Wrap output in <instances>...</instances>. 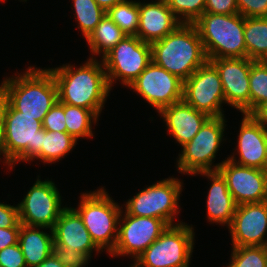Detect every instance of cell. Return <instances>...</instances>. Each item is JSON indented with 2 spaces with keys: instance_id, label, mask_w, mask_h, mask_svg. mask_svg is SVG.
<instances>
[{
  "instance_id": "3957f363",
  "label": "cell",
  "mask_w": 267,
  "mask_h": 267,
  "mask_svg": "<svg viewBox=\"0 0 267 267\" xmlns=\"http://www.w3.org/2000/svg\"><path fill=\"white\" fill-rule=\"evenodd\" d=\"M151 49L152 61L183 81L208 61L193 24L181 23L173 32L153 42Z\"/></svg>"
},
{
  "instance_id": "f35d334b",
  "label": "cell",
  "mask_w": 267,
  "mask_h": 267,
  "mask_svg": "<svg viewBox=\"0 0 267 267\" xmlns=\"http://www.w3.org/2000/svg\"><path fill=\"white\" fill-rule=\"evenodd\" d=\"M20 228L0 227V251L10 245L18 244Z\"/></svg>"
},
{
  "instance_id": "60d3db41",
  "label": "cell",
  "mask_w": 267,
  "mask_h": 267,
  "mask_svg": "<svg viewBox=\"0 0 267 267\" xmlns=\"http://www.w3.org/2000/svg\"><path fill=\"white\" fill-rule=\"evenodd\" d=\"M250 115L267 127V100L262 102Z\"/></svg>"
},
{
  "instance_id": "8d00e7d4",
  "label": "cell",
  "mask_w": 267,
  "mask_h": 267,
  "mask_svg": "<svg viewBox=\"0 0 267 267\" xmlns=\"http://www.w3.org/2000/svg\"><path fill=\"white\" fill-rule=\"evenodd\" d=\"M0 227L20 228L18 205L5 204L0 202Z\"/></svg>"
},
{
  "instance_id": "9c48e42d",
  "label": "cell",
  "mask_w": 267,
  "mask_h": 267,
  "mask_svg": "<svg viewBox=\"0 0 267 267\" xmlns=\"http://www.w3.org/2000/svg\"><path fill=\"white\" fill-rule=\"evenodd\" d=\"M183 182L178 178L168 177L141 189L135 196L124 203V211L133 216L162 219L168 226L174 223L175 215L180 213L179 200Z\"/></svg>"
},
{
  "instance_id": "2e32d148",
  "label": "cell",
  "mask_w": 267,
  "mask_h": 267,
  "mask_svg": "<svg viewBox=\"0 0 267 267\" xmlns=\"http://www.w3.org/2000/svg\"><path fill=\"white\" fill-rule=\"evenodd\" d=\"M218 70L227 105L242 114L250 115V59H209Z\"/></svg>"
},
{
  "instance_id": "836d02e7",
  "label": "cell",
  "mask_w": 267,
  "mask_h": 267,
  "mask_svg": "<svg viewBox=\"0 0 267 267\" xmlns=\"http://www.w3.org/2000/svg\"><path fill=\"white\" fill-rule=\"evenodd\" d=\"M53 254L65 267H85L92 258L86 252L66 250L62 247H53Z\"/></svg>"
},
{
  "instance_id": "30bf717a",
  "label": "cell",
  "mask_w": 267,
  "mask_h": 267,
  "mask_svg": "<svg viewBox=\"0 0 267 267\" xmlns=\"http://www.w3.org/2000/svg\"><path fill=\"white\" fill-rule=\"evenodd\" d=\"M109 88L119 80L121 85H129L152 62L151 44L137 36H126L101 58ZM121 80V81H120ZM113 85V86H112Z\"/></svg>"
},
{
  "instance_id": "8fae6325",
  "label": "cell",
  "mask_w": 267,
  "mask_h": 267,
  "mask_svg": "<svg viewBox=\"0 0 267 267\" xmlns=\"http://www.w3.org/2000/svg\"><path fill=\"white\" fill-rule=\"evenodd\" d=\"M37 180L18 203L19 221L31 227H45L52 230L61 212L67 207L62 205L55 182Z\"/></svg>"
},
{
  "instance_id": "ffe728a7",
  "label": "cell",
  "mask_w": 267,
  "mask_h": 267,
  "mask_svg": "<svg viewBox=\"0 0 267 267\" xmlns=\"http://www.w3.org/2000/svg\"><path fill=\"white\" fill-rule=\"evenodd\" d=\"M54 246L66 250L86 252L91 257L93 251L101 253V250L92 241L90 233L85 227L79 214L73 207H66L58 217L52 228Z\"/></svg>"
},
{
  "instance_id": "f546056e",
  "label": "cell",
  "mask_w": 267,
  "mask_h": 267,
  "mask_svg": "<svg viewBox=\"0 0 267 267\" xmlns=\"http://www.w3.org/2000/svg\"><path fill=\"white\" fill-rule=\"evenodd\" d=\"M250 114L267 100V61L250 59Z\"/></svg>"
},
{
  "instance_id": "52a82bcc",
  "label": "cell",
  "mask_w": 267,
  "mask_h": 267,
  "mask_svg": "<svg viewBox=\"0 0 267 267\" xmlns=\"http://www.w3.org/2000/svg\"><path fill=\"white\" fill-rule=\"evenodd\" d=\"M226 122L225 116L210 117L192 140L182 146L175 165L179 173L193 176L199 172L218 171L223 161L215 165L213 161L225 140Z\"/></svg>"
},
{
  "instance_id": "7bdbcfd3",
  "label": "cell",
  "mask_w": 267,
  "mask_h": 267,
  "mask_svg": "<svg viewBox=\"0 0 267 267\" xmlns=\"http://www.w3.org/2000/svg\"><path fill=\"white\" fill-rule=\"evenodd\" d=\"M96 3L106 12L118 3H122L126 0H95Z\"/></svg>"
},
{
  "instance_id": "44dd1931",
  "label": "cell",
  "mask_w": 267,
  "mask_h": 267,
  "mask_svg": "<svg viewBox=\"0 0 267 267\" xmlns=\"http://www.w3.org/2000/svg\"><path fill=\"white\" fill-rule=\"evenodd\" d=\"M163 119L166 132L182 147L192 140L203 124L210 118L204 112L198 111L183 100L162 108L159 112Z\"/></svg>"
},
{
  "instance_id": "277c9868",
  "label": "cell",
  "mask_w": 267,
  "mask_h": 267,
  "mask_svg": "<svg viewBox=\"0 0 267 267\" xmlns=\"http://www.w3.org/2000/svg\"><path fill=\"white\" fill-rule=\"evenodd\" d=\"M202 40L207 59L244 58V17L204 12L194 23Z\"/></svg>"
},
{
  "instance_id": "4fadbf2b",
  "label": "cell",
  "mask_w": 267,
  "mask_h": 267,
  "mask_svg": "<svg viewBox=\"0 0 267 267\" xmlns=\"http://www.w3.org/2000/svg\"><path fill=\"white\" fill-rule=\"evenodd\" d=\"M123 210L119 220L117 242L109 255L113 258L126 255L133 258L134 262L160 237L168 225L162 219L133 216Z\"/></svg>"
},
{
  "instance_id": "d4e9b609",
  "label": "cell",
  "mask_w": 267,
  "mask_h": 267,
  "mask_svg": "<svg viewBox=\"0 0 267 267\" xmlns=\"http://www.w3.org/2000/svg\"><path fill=\"white\" fill-rule=\"evenodd\" d=\"M247 58L267 61V17H244Z\"/></svg>"
},
{
  "instance_id": "4dcf8cb0",
  "label": "cell",
  "mask_w": 267,
  "mask_h": 267,
  "mask_svg": "<svg viewBox=\"0 0 267 267\" xmlns=\"http://www.w3.org/2000/svg\"><path fill=\"white\" fill-rule=\"evenodd\" d=\"M231 252L227 267H266L267 265V254L262 246L232 247Z\"/></svg>"
},
{
  "instance_id": "7402d4cb",
  "label": "cell",
  "mask_w": 267,
  "mask_h": 267,
  "mask_svg": "<svg viewBox=\"0 0 267 267\" xmlns=\"http://www.w3.org/2000/svg\"><path fill=\"white\" fill-rule=\"evenodd\" d=\"M201 174L211 181L207 192L206 212L208 222L221 226L231 225L237 204L229 192L226 179L219 171L199 172L194 176Z\"/></svg>"
},
{
  "instance_id": "ee69618b",
  "label": "cell",
  "mask_w": 267,
  "mask_h": 267,
  "mask_svg": "<svg viewBox=\"0 0 267 267\" xmlns=\"http://www.w3.org/2000/svg\"><path fill=\"white\" fill-rule=\"evenodd\" d=\"M262 247H263L264 251L267 254V237H266V239H265L264 244L262 245Z\"/></svg>"
},
{
  "instance_id": "6da1fadb",
  "label": "cell",
  "mask_w": 267,
  "mask_h": 267,
  "mask_svg": "<svg viewBox=\"0 0 267 267\" xmlns=\"http://www.w3.org/2000/svg\"><path fill=\"white\" fill-rule=\"evenodd\" d=\"M48 70L57 86L58 101L92 110L100 116L111 91L102 60L89 58L78 68L62 64Z\"/></svg>"
},
{
  "instance_id": "4316f807",
  "label": "cell",
  "mask_w": 267,
  "mask_h": 267,
  "mask_svg": "<svg viewBox=\"0 0 267 267\" xmlns=\"http://www.w3.org/2000/svg\"><path fill=\"white\" fill-rule=\"evenodd\" d=\"M77 140L67 132L46 131L42 136L41 162L44 164L59 162L74 149Z\"/></svg>"
},
{
  "instance_id": "ac0fdd59",
  "label": "cell",
  "mask_w": 267,
  "mask_h": 267,
  "mask_svg": "<svg viewBox=\"0 0 267 267\" xmlns=\"http://www.w3.org/2000/svg\"><path fill=\"white\" fill-rule=\"evenodd\" d=\"M240 124L234 150L237 151L227 159L238 165L267 170V127L246 114Z\"/></svg>"
},
{
  "instance_id": "7c38bea8",
  "label": "cell",
  "mask_w": 267,
  "mask_h": 267,
  "mask_svg": "<svg viewBox=\"0 0 267 267\" xmlns=\"http://www.w3.org/2000/svg\"><path fill=\"white\" fill-rule=\"evenodd\" d=\"M182 100L210 117H223L225 95L216 67L207 61L183 81Z\"/></svg>"
},
{
  "instance_id": "d590c367",
  "label": "cell",
  "mask_w": 267,
  "mask_h": 267,
  "mask_svg": "<svg viewBox=\"0 0 267 267\" xmlns=\"http://www.w3.org/2000/svg\"><path fill=\"white\" fill-rule=\"evenodd\" d=\"M237 7L243 17H267V0H237Z\"/></svg>"
},
{
  "instance_id": "484cf974",
  "label": "cell",
  "mask_w": 267,
  "mask_h": 267,
  "mask_svg": "<svg viewBox=\"0 0 267 267\" xmlns=\"http://www.w3.org/2000/svg\"><path fill=\"white\" fill-rule=\"evenodd\" d=\"M64 114L67 133L77 141L79 139H90L94 136L92 124H96L98 116L83 107L64 104Z\"/></svg>"
},
{
  "instance_id": "f6af8a7d",
  "label": "cell",
  "mask_w": 267,
  "mask_h": 267,
  "mask_svg": "<svg viewBox=\"0 0 267 267\" xmlns=\"http://www.w3.org/2000/svg\"><path fill=\"white\" fill-rule=\"evenodd\" d=\"M130 267H138L136 263L134 262Z\"/></svg>"
},
{
  "instance_id": "9a60e30c",
  "label": "cell",
  "mask_w": 267,
  "mask_h": 267,
  "mask_svg": "<svg viewBox=\"0 0 267 267\" xmlns=\"http://www.w3.org/2000/svg\"><path fill=\"white\" fill-rule=\"evenodd\" d=\"M218 171L226 179L237 205L267 201V170L238 165L224 159Z\"/></svg>"
},
{
  "instance_id": "e0dca14e",
  "label": "cell",
  "mask_w": 267,
  "mask_h": 267,
  "mask_svg": "<svg viewBox=\"0 0 267 267\" xmlns=\"http://www.w3.org/2000/svg\"><path fill=\"white\" fill-rule=\"evenodd\" d=\"M228 228L232 247L262 246L267 237V201L237 205Z\"/></svg>"
},
{
  "instance_id": "603a6c76",
  "label": "cell",
  "mask_w": 267,
  "mask_h": 267,
  "mask_svg": "<svg viewBox=\"0 0 267 267\" xmlns=\"http://www.w3.org/2000/svg\"><path fill=\"white\" fill-rule=\"evenodd\" d=\"M45 229V231H43ZM45 227H31L21 224L19 245L27 267L42 263L53 253L54 239L52 230Z\"/></svg>"
},
{
  "instance_id": "1f68e13d",
  "label": "cell",
  "mask_w": 267,
  "mask_h": 267,
  "mask_svg": "<svg viewBox=\"0 0 267 267\" xmlns=\"http://www.w3.org/2000/svg\"><path fill=\"white\" fill-rule=\"evenodd\" d=\"M176 18L185 24H193L205 11V0H166Z\"/></svg>"
},
{
  "instance_id": "8992f818",
  "label": "cell",
  "mask_w": 267,
  "mask_h": 267,
  "mask_svg": "<svg viewBox=\"0 0 267 267\" xmlns=\"http://www.w3.org/2000/svg\"><path fill=\"white\" fill-rule=\"evenodd\" d=\"M73 209L81 217L95 245L110 254L117 242L123 207L110 197L104 187H100L81 193L78 208Z\"/></svg>"
},
{
  "instance_id": "74e56055",
  "label": "cell",
  "mask_w": 267,
  "mask_h": 267,
  "mask_svg": "<svg viewBox=\"0 0 267 267\" xmlns=\"http://www.w3.org/2000/svg\"><path fill=\"white\" fill-rule=\"evenodd\" d=\"M204 12L224 15L239 13L237 0H205Z\"/></svg>"
},
{
  "instance_id": "d6a6232c",
  "label": "cell",
  "mask_w": 267,
  "mask_h": 267,
  "mask_svg": "<svg viewBox=\"0 0 267 267\" xmlns=\"http://www.w3.org/2000/svg\"><path fill=\"white\" fill-rule=\"evenodd\" d=\"M64 114V103L57 100L44 116L42 128L51 132H67Z\"/></svg>"
},
{
  "instance_id": "5b68a950",
  "label": "cell",
  "mask_w": 267,
  "mask_h": 267,
  "mask_svg": "<svg viewBox=\"0 0 267 267\" xmlns=\"http://www.w3.org/2000/svg\"><path fill=\"white\" fill-rule=\"evenodd\" d=\"M44 134L45 129L42 128L41 121L35 120V117L22 115V112L15 110L8 103L0 143V156H3V163L13 170L19 162L41 160Z\"/></svg>"
},
{
  "instance_id": "7a4b0ae2",
  "label": "cell",
  "mask_w": 267,
  "mask_h": 267,
  "mask_svg": "<svg viewBox=\"0 0 267 267\" xmlns=\"http://www.w3.org/2000/svg\"><path fill=\"white\" fill-rule=\"evenodd\" d=\"M0 85L15 110L41 122L58 100L57 86L48 69L29 66L23 73L6 77Z\"/></svg>"
},
{
  "instance_id": "d6986e66",
  "label": "cell",
  "mask_w": 267,
  "mask_h": 267,
  "mask_svg": "<svg viewBox=\"0 0 267 267\" xmlns=\"http://www.w3.org/2000/svg\"><path fill=\"white\" fill-rule=\"evenodd\" d=\"M181 22L173 14L166 0L148 3L139 0V27L137 37L152 44L173 32Z\"/></svg>"
},
{
  "instance_id": "83f0119b",
  "label": "cell",
  "mask_w": 267,
  "mask_h": 267,
  "mask_svg": "<svg viewBox=\"0 0 267 267\" xmlns=\"http://www.w3.org/2000/svg\"><path fill=\"white\" fill-rule=\"evenodd\" d=\"M73 1L75 18L78 22V29L81 30L85 40L95 30L96 26L106 15L95 0H71Z\"/></svg>"
},
{
  "instance_id": "cb8c5ba5",
  "label": "cell",
  "mask_w": 267,
  "mask_h": 267,
  "mask_svg": "<svg viewBox=\"0 0 267 267\" xmlns=\"http://www.w3.org/2000/svg\"><path fill=\"white\" fill-rule=\"evenodd\" d=\"M127 36L106 14L86 39L91 55L89 58H101Z\"/></svg>"
},
{
  "instance_id": "ab89813d",
  "label": "cell",
  "mask_w": 267,
  "mask_h": 267,
  "mask_svg": "<svg viewBox=\"0 0 267 267\" xmlns=\"http://www.w3.org/2000/svg\"><path fill=\"white\" fill-rule=\"evenodd\" d=\"M8 105V98L3 89L0 85V143L3 137V130H4V115Z\"/></svg>"
},
{
  "instance_id": "e575fe53",
  "label": "cell",
  "mask_w": 267,
  "mask_h": 267,
  "mask_svg": "<svg viewBox=\"0 0 267 267\" xmlns=\"http://www.w3.org/2000/svg\"><path fill=\"white\" fill-rule=\"evenodd\" d=\"M0 267H27L19 243L0 251Z\"/></svg>"
},
{
  "instance_id": "ba28073f",
  "label": "cell",
  "mask_w": 267,
  "mask_h": 267,
  "mask_svg": "<svg viewBox=\"0 0 267 267\" xmlns=\"http://www.w3.org/2000/svg\"><path fill=\"white\" fill-rule=\"evenodd\" d=\"M192 225H169L137 259L138 267H189L195 245Z\"/></svg>"
},
{
  "instance_id": "b9f144b4",
  "label": "cell",
  "mask_w": 267,
  "mask_h": 267,
  "mask_svg": "<svg viewBox=\"0 0 267 267\" xmlns=\"http://www.w3.org/2000/svg\"><path fill=\"white\" fill-rule=\"evenodd\" d=\"M31 267H65L52 253L42 263Z\"/></svg>"
},
{
  "instance_id": "f1b7e54d",
  "label": "cell",
  "mask_w": 267,
  "mask_h": 267,
  "mask_svg": "<svg viewBox=\"0 0 267 267\" xmlns=\"http://www.w3.org/2000/svg\"><path fill=\"white\" fill-rule=\"evenodd\" d=\"M106 14L128 36H136L139 27V1L126 0L110 8Z\"/></svg>"
},
{
  "instance_id": "5bb4252c",
  "label": "cell",
  "mask_w": 267,
  "mask_h": 267,
  "mask_svg": "<svg viewBox=\"0 0 267 267\" xmlns=\"http://www.w3.org/2000/svg\"><path fill=\"white\" fill-rule=\"evenodd\" d=\"M157 113L164 107L182 100L183 80L156 65L153 61L129 85Z\"/></svg>"
}]
</instances>
